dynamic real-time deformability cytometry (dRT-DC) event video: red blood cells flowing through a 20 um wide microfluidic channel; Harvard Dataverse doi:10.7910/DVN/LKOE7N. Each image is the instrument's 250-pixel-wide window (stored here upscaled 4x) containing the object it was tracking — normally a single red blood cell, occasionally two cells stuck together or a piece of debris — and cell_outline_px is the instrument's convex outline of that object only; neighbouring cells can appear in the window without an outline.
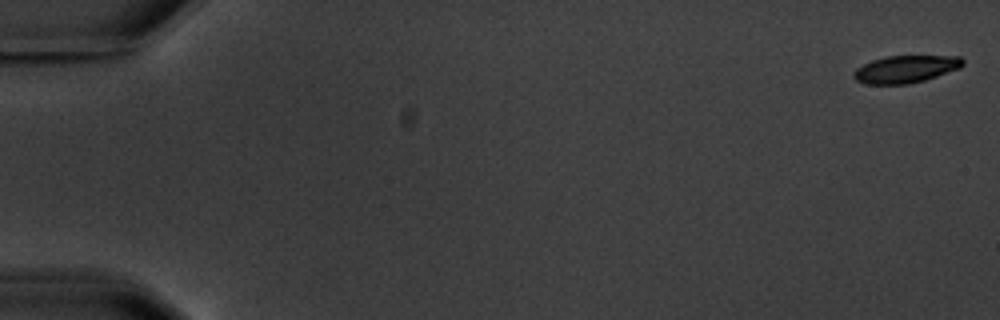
{"species": "common noctule bat (a hibernating species)", "species_latin": "Nyctalus noctula", "temperature_condition": "warm", "stored_images_in_passage": 5, "camera_frame_rate_fps": 3000, "um_per_image_px": 0.085, "animal": {"sex": "male", "body_mass_g": 20.1, "forearm_length_mm": 53.5}, "frame": {"image": 1, "passage_image": 1, "time_ms": 0.0, "image_size_px": [1000, 320], "cell_outline_px": [[964, 64], [960, 68], [924, 80], [908, 84], [868, 84], [856, 80], [852, 76], [852, 72], [856, 68], [872, 60], [884, 56], [960, 56], [964, 60]], "centroid_in_image_um": [76.96, 5.87], "position_along_channel_um": 8.0, "area_um2": 17.4}}
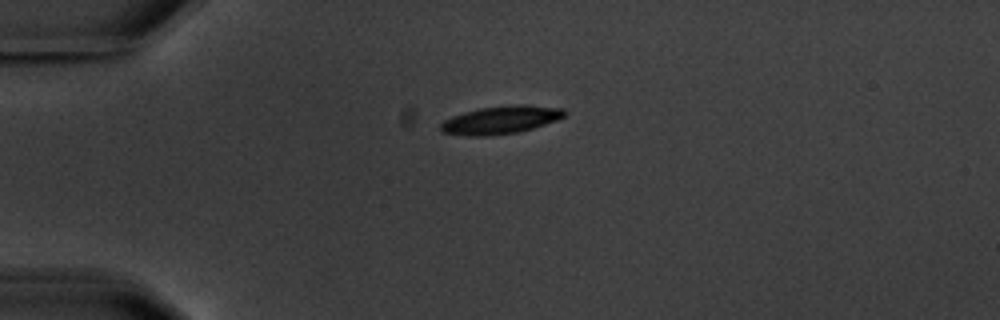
{"frame": {"image": 2, "passage_image": 4, "time_ms": 4.667, "image_size_px": [1000, 320], "cell_outline_px": [[568, 112], [564, 116], [556, 120], [532, 128], [516, 132], [488, 136], [468, 136], [440, 132], [440, 124], [444, 120], [452, 116], [464, 112], [480, 108], [512, 104], [524, 104], [564, 108]], "centroid_in_image_um": [42.55, 10.18], "position_along_channel_um": 42.4, "area_um2": 20.23}}